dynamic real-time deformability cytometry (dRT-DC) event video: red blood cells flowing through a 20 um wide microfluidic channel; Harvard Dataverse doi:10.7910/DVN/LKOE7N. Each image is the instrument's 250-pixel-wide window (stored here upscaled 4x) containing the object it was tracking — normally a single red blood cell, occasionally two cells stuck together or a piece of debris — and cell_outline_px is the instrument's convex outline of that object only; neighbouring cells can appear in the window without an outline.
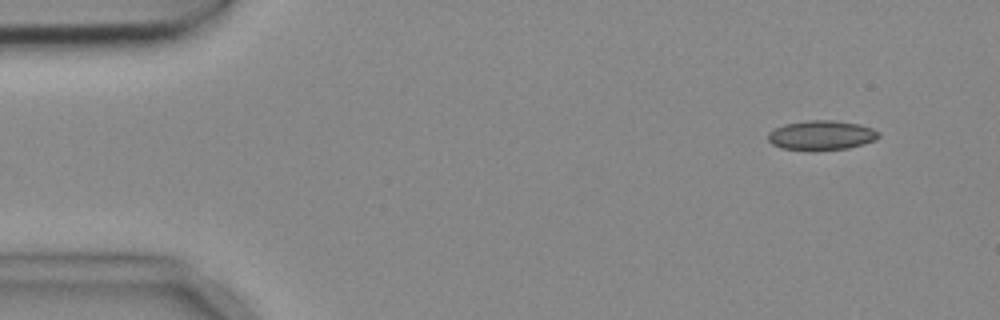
{"species": "common noctule bat (a hibernating species)", "species_latin": "Nyctalus noctula", "temperature_condition": "cold", "stored_images_in_passage": 4, "camera_frame_rate_fps": 3000, "um_per_image_px": 0.085, "animal": {"sex": "female", "body_mass_g": 18.4}, "frame": {"image": 1, "passage_image": 1, "time_ms": 0.0, "image_size_px": [1000, 320], "cell_outline_px": [[880, 136], [876, 140], [848, 148], [812, 152], [808, 152], [780, 148], [772, 144], [768, 140], [768, 132], [784, 124], [808, 120], [836, 120], [860, 124], [872, 128], [880, 132]], "centroid_in_image_um": [69.81, 11.52], "position_along_channel_um": 15.2, "area_um2": 19.59}}
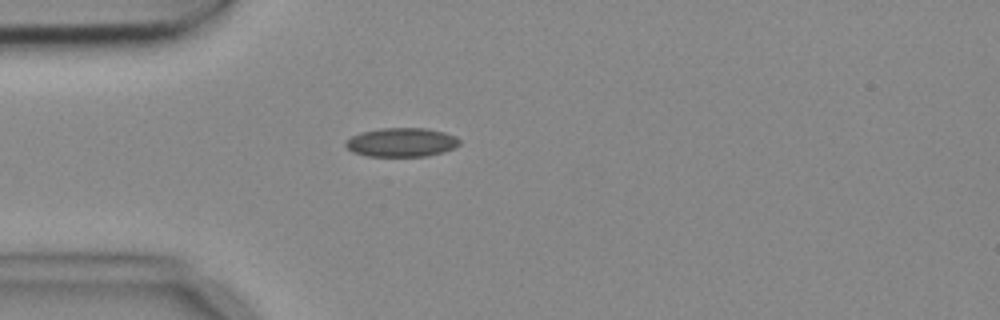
{"frame": {"image": 2, "passage_image": 4, "time_ms": 1.0, "image_size_px": [1000, 320], "cell_outline_px": [[460, 144], [444, 152], [428, 156], [368, 156], [352, 152], [344, 144], [344, 140], [360, 132], [380, 128], [424, 128], [444, 132], [456, 136], [460, 140]], "centroid_in_image_um": [34.11, 12.09], "position_along_channel_um": 50.9, "area_um2": 19.31}}